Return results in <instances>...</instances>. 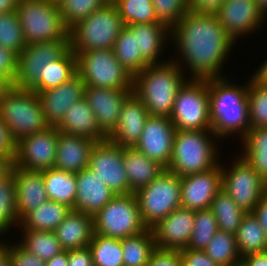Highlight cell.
<instances>
[{"mask_svg":"<svg viewBox=\"0 0 267 266\" xmlns=\"http://www.w3.org/2000/svg\"><path fill=\"white\" fill-rule=\"evenodd\" d=\"M170 35V42L178 52L176 55L181 56L180 60L179 56L176 59L171 57V60L182 70L188 66L190 79L226 77L221 74V69L236 43L216 15L196 14L188 10L170 29Z\"/></svg>","mask_w":267,"mask_h":266,"instance_id":"cell-1","label":"cell"},{"mask_svg":"<svg viewBox=\"0 0 267 266\" xmlns=\"http://www.w3.org/2000/svg\"><path fill=\"white\" fill-rule=\"evenodd\" d=\"M231 81L227 76L208 79L210 119L219 140L232 134H239L241 139L250 129L248 84L236 85Z\"/></svg>","mask_w":267,"mask_h":266,"instance_id":"cell-2","label":"cell"},{"mask_svg":"<svg viewBox=\"0 0 267 266\" xmlns=\"http://www.w3.org/2000/svg\"><path fill=\"white\" fill-rule=\"evenodd\" d=\"M180 66L170 58L148 65L133 77V93L147 108L150 116L170 117L178 90L185 84Z\"/></svg>","mask_w":267,"mask_h":266,"instance_id":"cell-3","label":"cell"},{"mask_svg":"<svg viewBox=\"0 0 267 266\" xmlns=\"http://www.w3.org/2000/svg\"><path fill=\"white\" fill-rule=\"evenodd\" d=\"M218 138L213 130H176L172 157L166 169L179 177L213 169L221 162L215 144Z\"/></svg>","mask_w":267,"mask_h":266,"instance_id":"cell-4","label":"cell"},{"mask_svg":"<svg viewBox=\"0 0 267 266\" xmlns=\"http://www.w3.org/2000/svg\"><path fill=\"white\" fill-rule=\"evenodd\" d=\"M124 27L118 9L108 2L69 30L70 48L74 53L113 49Z\"/></svg>","mask_w":267,"mask_h":266,"instance_id":"cell-5","label":"cell"},{"mask_svg":"<svg viewBox=\"0 0 267 266\" xmlns=\"http://www.w3.org/2000/svg\"><path fill=\"white\" fill-rule=\"evenodd\" d=\"M0 117L15 142L49 127L37 93L11 85L0 98Z\"/></svg>","mask_w":267,"mask_h":266,"instance_id":"cell-6","label":"cell"},{"mask_svg":"<svg viewBox=\"0 0 267 266\" xmlns=\"http://www.w3.org/2000/svg\"><path fill=\"white\" fill-rule=\"evenodd\" d=\"M25 44L69 40L58 3L48 0H19L15 9Z\"/></svg>","mask_w":267,"mask_h":266,"instance_id":"cell-7","label":"cell"},{"mask_svg":"<svg viewBox=\"0 0 267 266\" xmlns=\"http://www.w3.org/2000/svg\"><path fill=\"white\" fill-rule=\"evenodd\" d=\"M94 233L123 239L148 229L144 224L135 193L115 195L93 216Z\"/></svg>","mask_w":267,"mask_h":266,"instance_id":"cell-8","label":"cell"},{"mask_svg":"<svg viewBox=\"0 0 267 266\" xmlns=\"http://www.w3.org/2000/svg\"><path fill=\"white\" fill-rule=\"evenodd\" d=\"M135 195L142 220L151 229L172 211L181 207V179L165 169Z\"/></svg>","mask_w":267,"mask_h":266,"instance_id":"cell-9","label":"cell"},{"mask_svg":"<svg viewBox=\"0 0 267 266\" xmlns=\"http://www.w3.org/2000/svg\"><path fill=\"white\" fill-rule=\"evenodd\" d=\"M170 119L176 130H212L208 79H190L178 90Z\"/></svg>","mask_w":267,"mask_h":266,"instance_id":"cell-10","label":"cell"},{"mask_svg":"<svg viewBox=\"0 0 267 266\" xmlns=\"http://www.w3.org/2000/svg\"><path fill=\"white\" fill-rule=\"evenodd\" d=\"M77 74L85 86L133 90V76L118 62L113 49L74 53Z\"/></svg>","mask_w":267,"mask_h":266,"instance_id":"cell-11","label":"cell"},{"mask_svg":"<svg viewBox=\"0 0 267 266\" xmlns=\"http://www.w3.org/2000/svg\"><path fill=\"white\" fill-rule=\"evenodd\" d=\"M231 164L228 168L221 164L222 190L238 207L252 213L266 194V181L241 155Z\"/></svg>","mask_w":267,"mask_h":266,"instance_id":"cell-12","label":"cell"},{"mask_svg":"<svg viewBox=\"0 0 267 266\" xmlns=\"http://www.w3.org/2000/svg\"><path fill=\"white\" fill-rule=\"evenodd\" d=\"M124 147L110 140L96 142L92 147L88 168L95 173L115 195L130 194L124 169Z\"/></svg>","mask_w":267,"mask_h":266,"instance_id":"cell-13","label":"cell"},{"mask_svg":"<svg viewBox=\"0 0 267 266\" xmlns=\"http://www.w3.org/2000/svg\"><path fill=\"white\" fill-rule=\"evenodd\" d=\"M69 48V40L26 45L17 56V72L12 85L31 88L41 78L43 67L60 58Z\"/></svg>","mask_w":267,"mask_h":266,"instance_id":"cell-14","label":"cell"},{"mask_svg":"<svg viewBox=\"0 0 267 266\" xmlns=\"http://www.w3.org/2000/svg\"><path fill=\"white\" fill-rule=\"evenodd\" d=\"M57 139L58 129L53 126L21 138L16 142L13 164L32 171L54 168Z\"/></svg>","mask_w":267,"mask_h":266,"instance_id":"cell-15","label":"cell"},{"mask_svg":"<svg viewBox=\"0 0 267 266\" xmlns=\"http://www.w3.org/2000/svg\"><path fill=\"white\" fill-rule=\"evenodd\" d=\"M216 16L235 43L240 36L254 33L266 22V16L255 0H225Z\"/></svg>","mask_w":267,"mask_h":266,"instance_id":"cell-16","label":"cell"},{"mask_svg":"<svg viewBox=\"0 0 267 266\" xmlns=\"http://www.w3.org/2000/svg\"><path fill=\"white\" fill-rule=\"evenodd\" d=\"M175 132L170 117L149 116L134 148L166 169L172 157Z\"/></svg>","mask_w":267,"mask_h":266,"instance_id":"cell-17","label":"cell"},{"mask_svg":"<svg viewBox=\"0 0 267 266\" xmlns=\"http://www.w3.org/2000/svg\"><path fill=\"white\" fill-rule=\"evenodd\" d=\"M180 179L181 207L195 211L209 209L214 197L222 190L221 163L207 172Z\"/></svg>","mask_w":267,"mask_h":266,"instance_id":"cell-18","label":"cell"},{"mask_svg":"<svg viewBox=\"0 0 267 266\" xmlns=\"http://www.w3.org/2000/svg\"><path fill=\"white\" fill-rule=\"evenodd\" d=\"M195 210L179 207L151 228L156 248L181 250L187 248L193 227Z\"/></svg>","mask_w":267,"mask_h":266,"instance_id":"cell-19","label":"cell"},{"mask_svg":"<svg viewBox=\"0 0 267 266\" xmlns=\"http://www.w3.org/2000/svg\"><path fill=\"white\" fill-rule=\"evenodd\" d=\"M132 92L133 90L85 86L84 98L107 136L116 128L122 105Z\"/></svg>","mask_w":267,"mask_h":266,"instance_id":"cell-20","label":"cell"},{"mask_svg":"<svg viewBox=\"0 0 267 266\" xmlns=\"http://www.w3.org/2000/svg\"><path fill=\"white\" fill-rule=\"evenodd\" d=\"M85 83L76 74L60 86L37 93L45 120L56 127L71 105L84 97Z\"/></svg>","mask_w":267,"mask_h":266,"instance_id":"cell-21","label":"cell"},{"mask_svg":"<svg viewBox=\"0 0 267 266\" xmlns=\"http://www.w3.org/2000/svg\"><path fill=\"white\" fill-rule=\"evenodd\" d=\"M150 116L141 100L132 92L124 101L116 128L108 140L122 147H134Z\"/></svg>","mask_w":267,"mask_h":266,"instance_id":"cell-22","label":"cell"},{"mask_svg":"<svg viewBox=\"0 0 267 266\" xmlns=\"http://www.w3.org/2000/svg\"><path fill=\"white\" fill-rule=\"evenodd\" d=\"M10 172L15 180L18 219L49 200L42 171L26 170L11 164Z\"/></svg>","mask_w":267,"mask_h":266,"instance_id":"cell-23","label":"cell"},{"mask_svg":"<svg viewBox=\"0 0 267 266\" xmlns=\"http://www.w3.org/2000/svg\"><path fill=\"white\" fill-rule=\"evenodd\" d=\"M95 143L87 137L58 131L54 168L74 174L87 168Z\"/></svg>","mask_w":267,"mask_h":266,"instance_id":"cell-24","label":"cell"},{"mask_svg":"<svg viewBox=\"0 0 267 266\" xmlns=\"http://www.w3.org/2000/svg\"><path fill=\"white\" fill-rule=\"evenodd\" d=\"M74 210L94 216L114 196L112 190L88 167L76 173Z\"/></svg>","mask_w":267,"mask_h":266,"instance_id":"cell-25","label":"cell"},{"mask_svg":"<svg viewBox=\"0 0 267 266\" xmlns=\"http://www.w3.org/2000/svg\"><path fill=\"white\" fill-rule=\"evenodd\" d=\"M53 232L64 251L88 247L94 235L93 216L71 209Z\"/></svg>","mask_w":267,"mask_h":266,"instance_id":"cell-26","label":"cell"},{"mask_svg":"<svg viewBox=\"0 0 267 266\" xmlns=\"http://www.w3.org/2000/svg\"><path fill=\"white\" fill-rule=\"evenodd\" d=\"M56 127L58 131L87 137L95 142L108 139L84 97L71 105Z\"/></svg>","mask_w":267,"mask_h":266,"instance_id":"cell-27","label":"cell"},{"mask_svg":"<svg viewBox=\"0 0 267 266\" xmlns=\"http://www.w3.org/2000/svg\"><path fill=\"white\" fill-rule=\"evenodd\" d=\"M128 27L137 35L138 54L148 65L168 61L160 57L165 50L166 42L171 41L170 28L168 26L163 23H139L130 24Z\"/></svg>","mask_w":267,"mask_h":266,"instance_id":"cell-28","label":"cell"},{"mask_svg":"<svg viewBox=\"0 0 267 266\" xmlns=\"http://www.w3.org/2000/svg\"><path fill=\"white\" fill-rule=\"evenodd\" d=\"M124 169L128 177L130 194L151 183L165 168L149 159L134 147H124Z\"/></svg>","mask_w":267,"mask_h":266,"instance_id":"cell-29","label":"cell"},{"mask_svg":"<svg viewBox=\"0 0 267 266\" xmlns=\"http://www.w3.org/2000/svg\"><path fill=\"white\" fill-rule=\"evenodd\" d=\"M71 211L68 206L48 200L27 213L21 220L22 230L54 231Z\"/></svg>","mask_w":267,"mask_h":266,"instance_id":"cell-30","label":"cell"},{"mask_svg":"<svg viewBox=\"0 0 267 266\" xmlns=\"http://www.w3.org/2000/svg\"><path fill=\"white\" fill-rule=\"evenodd\" d=\"M77 74L76 55L69 48L60 58L43 67L41 78L31 87L36 93L56 88Z\"/></svg>","mask_w":267,"mask_h":266,"instance_id":"cell-31","label":"cell"},{"mask_svg":"<svg viewBox=\"0 0 267 266\" xmlns=\"http://www.w3.org/2000/svg\"><path fill=\"white\" fill-rule=\"evenodd\" d=\"M42 176L49 200L74 210L77 192L76 174L50 168L42 171Z\"/></svg>","mask_w":267,"mask_h":266,"instance_id":"cell-32","label":"cell"},{"mask_svg":"<svg viewBox=\"0 0 267 266\" xmlns=\"http://www.w3.org/2000/svg\"><path fill=\"white\" fill-rule=\"evenodd\" d=\"M241 257L267 251V235L253 213H246L235 234Z\"/></svg>","mask_w":267,"mask_h":266,"instance_id":"cell-33","label":"cell"},{"mask_svg":"<svg viewBox=\"0 0 267 266\" xmlns=\"http://www.w3.org/2000/svg\"><path fill=\"white\" fill-rule=\"evenodd\" d=\"M240 140L243 142L240 155L267 182V128H250Z\"/></svg>","mask_w":267,"mask_h":266,"instance_id":"cell-34","label":"cell"},{"mask_svg":"<svg viewBox=\"0 0 267 266\" xmlns=\"http://www.w3.org/2000/svg\"><path fill=\"white\" fill-rule=\"evenodd\" d=\"M124 266H146L156 249L153 231H146L121 239Z\"/></svg>","mask_w":267,"mask_h":266,"instance_id":"cell-35","label":"cell"},{"mask_svg":"<svg viewBox=\"0 0 267 266\" xmlns=\"http://www.w3.org/2000/svg\"><path fill=\"white\" fill-rule=\"evenodd\" d=\"M113 51L118 62L133 77L148 66L138 54L137 35L128 26L117 37Z\"/></svg>","mask_w":267,"mask_h":266,"instance_id":"cell-36","label":"cell"},{"mask_svg":"<svg viewBox=\"0 0 267 266\" xmlns=\"http://www.w3.org/2000/svg\"><path fill=\"white\" fill-rule=\"evenodd\" d=\"M246 82L249 126L252 129L267 128V80L254 72Z\"/></svg>","mask_w":267,"mask_h":266,"instance_id":"cell-37","label":"cell"},{"mask_svg":"<svg viewBox=\"0 0 267 266\" xmlns=\"http://www.w3.org/2000/svg\"><path fill=\"white\" fill-rule=\"evenodd\" d=\"M217 220L218 230L235 235L246 212L236 205L223 190L213 199L209 208Z\"/></svg>","mask_w":267,"mask_h":266,"instance_id":"cell-38","label":"cell"},{"mask_svg":"<svg viewBox=\"0 0 267 266\" xmlns=\"http://www.w3.org/2000/svg\"><path fill=\"white\" fill-rule=\"evenodd\" d=\"M22 240L18 244L43 261H48L64 251L52 231L21 230Z\"/></svg>","mask_w":267,"mask_h":266,"instance_id":"cell-39","label":"cell"},{"mask_svg":"<svg viewBox=\"0 0 267 266\" xmlns=\"http://www.w3.org/2000/svg\"><path fill=\"white\" fill-rule=\"evenodd\" d=\"M208 257L220 266H237L241 264L235 235L217 230L205 248Z\"/></svg>","mask_w":267,"mask_h":266,"instance_id":"cell-40","label":"cell"},{"mask_svg":"<svg viewBox=\"0 0 267 266\" xmlns=\"http://www.w3.org/2000/svg\"><path fill=\"white\" fill-rule=\"evenodd\" d=\"M15 180L11 172L0 179V235L8 234L10 228L19 227L16 208ZM13 225V226H12ZM4 233V234H3ZM3 234V235H2Z\"/></svg>","mask_w":267,"mask_h":266,"instance_id":"cell-41","label":"cell"},{"mask_svg":"<svg viewBox=\"0 0 267 266\" xmlns=\"http://www.w3.org/2000/svg\"><path fill=\"white\" fill-rule=\"evenodd\" d=\"M94 266H124L121 239L94 233L88 245Z\"/></svg>","mask_w":267,"mask_h":266,"instance_id":"cell-42","label":"cell"},{"mask_svg":"<svg viewBox=\"0 0 267 266\" xmlns=\"http://www.w3.org/2000/svg\"><path fill=\"white\" fill-rule=\"evenodd\" d=\"M125 26L139 23H161L155 14L152 0H114Z\"/></svg>","mask_w":267,"mask_h":266,"instance_id":"cell-43","label":"cell"},{"mask_svg":"<svg viewBox=\"0 0 267 266\" xmlns=\"http://www.w3.org/2000/svg\"><path fill=\"white\" fill-rule=\"evenodd\" d=\"M217 230V220L210 209L195 211L194 227L187 249L205 250Z\"/></svg>","mask_w":267,"mask_h":266,"instance_id":"cell-44","label":"cell"},{"mask_svg":"<svg viewBox=\"0 0 267 266\" xmlns=\"http://www.w3.org/2000/svg\"><path fill=\"white\" fill-rule=\"evenodd\" d=\"M0 45L17 56L26 47L22 28L15 10L0 14Z\"/></svg>","mask_w":267,"mask_h":266,"instance_id":"cell-45","label":"cell"},{"mask_svg":"<svg viewBox=\"0 0 267 266\" xmlns=\"http://www.w3.org/2000/svg\"><path fill=\"white\" fill-rule=\"evenodd\" d=\"M108 2V0H60L58 7L64 24L70 30Z\"/></svg>","mask_w":267,"mask_h":266,"instance_id":"cell-46","label":"cell"},{"mask_svg":"<svg viewBox=\"0 0 267 266\" xmlns=\"http://www.w3.org/2000/svg\"><path fill=\"white\" fill-rule=\"evenodd\" d=\"M157 19L170 29L188 11V0H152Z\"/></svg>","mask_w":267,"mask_h":266,"instance_id":"cell-47","label":"cell"},{"mask_svg":"<svg viewBox=\"0 0 267 266\" xmlns=\"http://www.w3.org/2000/svg\"><path fill=\"white\" fill-rule=\"evenodd\" d=\"M0 244L10 253L13 266H46L45 261L26 251L18 243H7L0 239Z\"/></svg>","mask_w":267,"mask_h":266,"instance_id":"cell-48","label":"cell"},{"mask_svg":"<svg viewBox=\"0 0 267 266\" xmlns=\"http://www.w3.org/2000/svg\"><path fill=\"white\" fill-rule=\"evenodd\" d=\"M146 266H181L180 250L156 248Z\"/></svg>","mask_w":267,"mask_h":266,"instance_id":"cell-49","label":"cell"},{"mask_svg":"<svg viewBox=\"0 0 267 266\" xmlns=\"http://www.w3.org/2000/svg\"><path fill=\"white\" fill-rule=\"evenodd\" d=\"M181 266H220L212 261L204 250H180Z\"/></svg>","mask_w":267,"mask_h":266,"instance_id":"cell-50","label":"cell"},{"mask_svg":"<svg viewBox=\"0 0 267 266\" xmlns=\"http://www.w3.org/2000/svg\"><path fill=\"white\" fill-rule=\"evenodd\" d=\"M17 72V55L0 45V74L11 84Z\"/></svg>","mask_w":267,"mask_h":266,"instance_id":"cell-51","label":"cell"},{"mask_svg":"<svg viewBox=\"0 0 267 266\" xmlns=\"http://www.w3.org/2000/svg\"><path fill=\"white\" fill-rule=\"evenodd\" d=\"M16 142L10 135L9 129L0 117V156L5 157L11 164L15 159Z\"/></svg>","mask_w":267,"mask_h":266,"instance_id":"cell-52","label":"cell"},{"mask_svg":"<svg viewBox=\"0 0 267 266\" xmlns=\"http://www.w3.org/2000/svg\"><path fill=\"white\" fill-rule=\"evenodd\" d=\"M225 0H188V10L196 14L216 15Z\"/></svg>","mask_w":267,"mask_h":266,"instance_id":"cell-53","label":"cell"},{"mask_svg":"<svg viewBox=\"0 0 267 266\" xmlns=\"http://www.w3.org/2000/svg\"><path fill=\"white\" fill-rule=\"evenodd\" d=\"M67 266H94L90 249L85 247L69 250Z\"/></svg>","mask_w":267,"mask_h":266,"instance_id":"cell-54","label":"cell"},{"mask_svg":"<svg viewBox=\"0 0 267 266\" xmlns=\"http://www.w3.org/2000/svg\"><path fill=\"white\" fill-rule=\"evenodd\" d=\"M243 266H267V251L251 253L241 258Z\"/></svg>","mask_w":267,"mask_h":266,"instance_id":"cell-55","label":"cell"},{"mask_svg":"<svg viewBox=\"0 0 267 266\" xmlns=\"http://www.w3.org/2000/svg\"><path fill=\"white\" fill-rule=\"evenodd\" d=\"M252 213L258 219L267 235V194L261 198L259 204L255 207Z\"/></svg>","mask_w":267,"mask_h":266,"instance_id":"cell-56","label":"cell"},{"mask_svg":"<svg viewBox=\"0 0 267 266\" xmlns=\"http://www.w3.org/2000/svg\"><path fill=\"white\" fill-rule=\"evenodd\" d=\"M46 266H67L68 265V251H62L55 255L48 261H45Z\"/></svg>","mask_w":267,"mask_h":266,"instance_id":"cell-57","label":"cell"},{"mask_svg":"<svg viewBox=\"0 0 267 266\" xmlns=\"http://www.w3.org/2000/svg\"><path fill=\"white\" fill-rule=\"evenodd\" d=\"M19 0H0V14L15 10Z\"/></svg>","mask_w":267,"mask_h":266,"instance_id":"cell-58","label":"cell"},{"mask_svg":"<svg viewBox=\"0 0 267 266\" xmlns=\"http://www.w3.org/2000/svg\"><path fill=\"white\" fill-rule=\"evenodd\" d=\"M0 266H13L10 253L0 244Z\"/></svg>","mask_w":267,"mask_h":266,"instance_id":"cell-59","label":"cell"},{"mask_svg":"<svg viewBox=\"0 0 267 266\" xmlns=\"http://www.w3.org/2000/svg\"><path fill=\"white\" fill-rule=\"evenodd\" d=\"M11 163L3 156H0V179L10 172Z\"/></svg>","mask_w":267,"mask_h":266,"instance_id":"cell-60","label":"cell"},{"mask_svg":"<svg viewBox=\"0 0 267 266\" xmlns=\"http://www.w3.org/2000/svg\"><path fill=\"white\" fill-rule=\"evenodd\" d=\"M260 78L267 80V59L260 63L259 68H257L256 73Z\"/></svg>","mask_w":267,"mask_h":266,"instance_id":"cell-61","label":"cell"},{"mask_svg":"<svg viewBox=\"0 0 267 266\" xmlns=\"http://www.w3.org/2000/svg\"><path fill=\"white\" fill-rule=\"evenodd\" d=\"M11 85L12 84L3 75L0 74V98L5 94V92Z\"/></svg>","mask_w":267,"mask_h":266,"instance_id":"cell-62","label":"cell"},{"mask_svg":"<svg viewBox=\"0 0 267 266\" xmlns=\"http://www.w3.org/2000/svg\"><path fill=\"white\" fill-rule=\"evenodd\" d=\"M260 8V10L265 14L267 17V0H255Z\"/></svg>","mask_w":267,"mask_h":266,"instance_id":"cell-63","label":"cell"},{"mask_svg":"<svg viewBox=\"0 0 267 266\" xmlns=\"http://www.w3.org/2000/svg\"><path fill=\"white\" fill-rule=\"evenodd\" d=\"M48 1H52V2L58 3L60 0H48Z\"/></svg>","mask_w":267,"mask_h":266,"instance_id":"cell-64","label":"cell"}]
</instances>
